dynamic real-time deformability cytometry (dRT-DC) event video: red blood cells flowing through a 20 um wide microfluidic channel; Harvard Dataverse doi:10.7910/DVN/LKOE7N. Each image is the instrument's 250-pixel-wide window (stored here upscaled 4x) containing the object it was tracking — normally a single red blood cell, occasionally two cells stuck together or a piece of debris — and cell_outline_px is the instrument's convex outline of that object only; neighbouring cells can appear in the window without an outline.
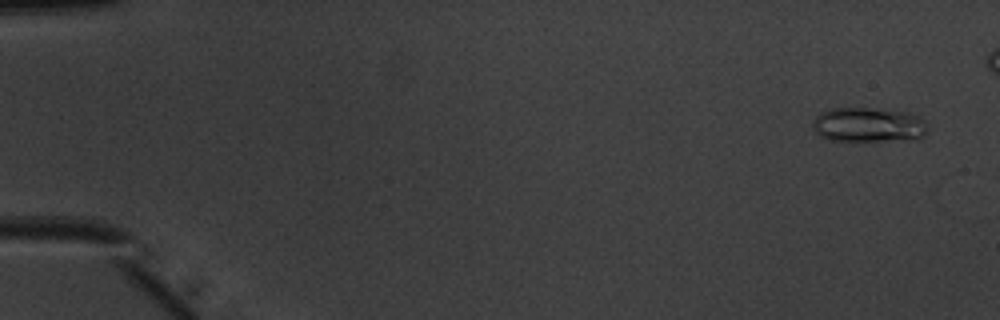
{"species": "common noctule bat (a hibernating species)", "species_latin": "Nyctalus noctula", "temperature_condition": "warm", "stored_images_in_passage": 12, "camera_frame_rate_fps": 3000, "um_per_image_px": 0.085, "animal": {"sex": "male", "body_mass_g": 20.1, "forearm_length_mm": 53.5}, "frame": {"image": 1, "passage_image": 1, "time_ms": 0.0, "image_size_px": [1000, 320], "cell_outline_px": [[928, 132], [920, 140], [828, 140], [820, 136], [812, 128], [812, 124], [816, 116], [820, 112], [832, 108], [872, 108], [912, 112], [920, 116], [924, 120], [928, 128]], "centroid_in_image_um": [73.88, 10.6], "position_along_channel_um": 11.1, "area_um2": 23.64}}